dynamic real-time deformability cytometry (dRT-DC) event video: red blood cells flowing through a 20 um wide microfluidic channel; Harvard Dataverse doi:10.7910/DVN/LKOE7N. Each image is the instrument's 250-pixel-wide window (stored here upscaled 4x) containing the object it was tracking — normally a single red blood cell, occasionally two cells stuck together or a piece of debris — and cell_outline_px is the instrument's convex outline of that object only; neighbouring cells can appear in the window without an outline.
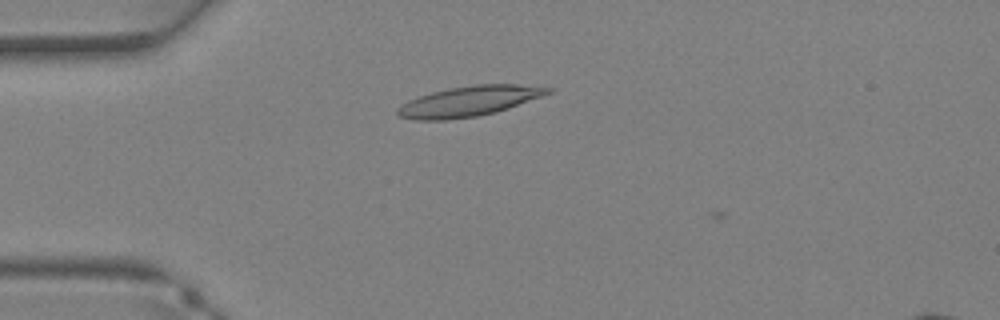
{"species": "Egyptian fruit bat (a non-hibernating species)", "species_latin": "Rousettus aegyptiacus", "temperature_condition": "warm", "stored_images_in_passage": 8, "camera_frame_rate_fps": 3000, "um_per_image_px": 0.085, "animal": {"sex": "female"}, "frame": {"image": 1, "passage_image": 6, "time_ms": 1.667, "image_size_px": [1000, 320], "cell_outline_px": [[552, 92], [508, 108], [496, 112], [476, 116], [448, 120], [412, 120], [400, 116], [396, 112], [396, 108], [408, 100], [432, 92], [448, 88], [476, 84], [520, 84], [552, 88]], "centroid_in_image_um": [39.83, 8.6], "position_along_channel_um": 45.2, "area_um2": 26.36}}